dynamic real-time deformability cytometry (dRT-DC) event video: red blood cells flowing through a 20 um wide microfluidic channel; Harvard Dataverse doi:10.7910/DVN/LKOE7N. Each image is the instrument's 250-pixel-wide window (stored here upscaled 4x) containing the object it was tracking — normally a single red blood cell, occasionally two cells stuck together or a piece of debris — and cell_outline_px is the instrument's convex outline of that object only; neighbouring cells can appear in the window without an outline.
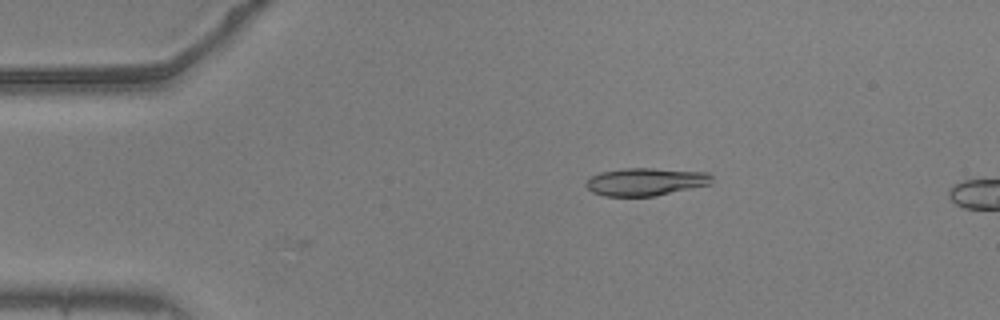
{"species": "common noctule bat (a hibernating species)", "species_latin": "Nyctalus noctula", "temperature_condition": "warm", "stored_images_in_passage": 4, "camera_frame_rate_fps": 3000, "um_per_image_px": 0.085, "animal": {"sex": "male", "body_mass_g": 20.5, "forearm_length_mm": 52.5}, "frame": {"image": 1, "passage_image": 1, "time_ms": 0.0, "image_size_px": [1000, 320], "cell_outline_px": [[712, 184], [656, 196], [604, 196], [592, 192], [584, 184], [592, 176], [600, 172], [624, 168], [652, 168], [708, 172], [712, 176]], "centroid_in_image_um": [54.9, 15.45], "position_along_channel_um": 30.1, "area_um2": 20.46}}